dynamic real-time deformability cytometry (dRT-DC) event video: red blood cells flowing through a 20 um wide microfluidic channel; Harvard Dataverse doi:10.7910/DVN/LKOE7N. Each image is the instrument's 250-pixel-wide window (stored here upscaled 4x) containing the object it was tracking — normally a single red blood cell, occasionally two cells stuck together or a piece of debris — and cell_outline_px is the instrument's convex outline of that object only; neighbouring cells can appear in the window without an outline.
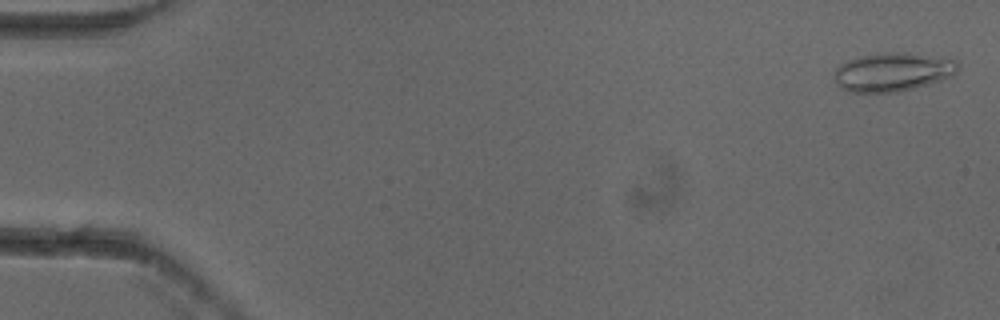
{"species": "common noctule bat (a hibernating species)", "species_latin": "Nyctalus noctula", "temperature_condition": "cold", "stored_images_in_passage": 54, "camera_frame_rate_fps": 3000, "um_per_image_px": 0.085, "animal": {"sex": "female"}, "frame": {"image": 1, "passage_image": 2, "time_ms": 0.333, "image_size_px": [1000, 320], "cell_outline_px": [[960, 68], [952, 76], [928, 84], [896, 92], [848, 92], [840, 88], [836, 80], [836, 68], [840, 64], [848, 60], [880, 52], [904, 52], [956, 60], [960, 64]], "centroid_in_image_um": [75.89, 6.12], "position_along_channel_um": 9.1, "area_um2": 27.63}}
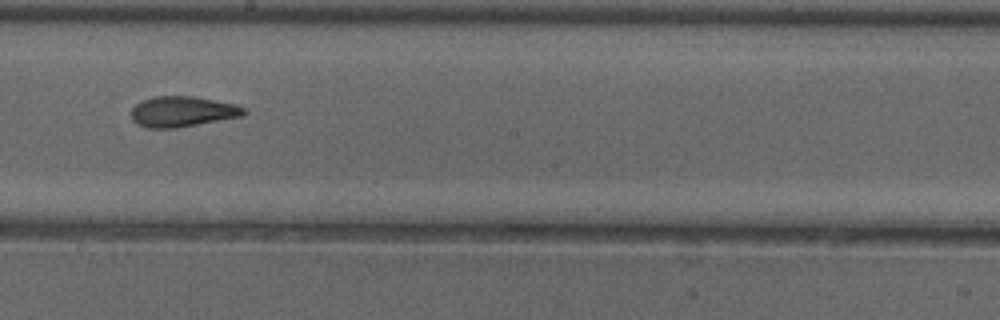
{"frame": {"image": 2, "passage_image": 31, "time_ms": 10.0, "image_size_px": [1000, 320], "cell_outline_px": [[248, 112], [244, 116], [176, 128], [148, 128], [136, 124], [132, 120], [132, 108], [140, 100], [152, 96], [196, 96], [232, 104], [244, 108]], "centroid_in_image_um": [15.48, 9.48], "position_along_channel_um": 232.7, "area_um2": 20.17}}
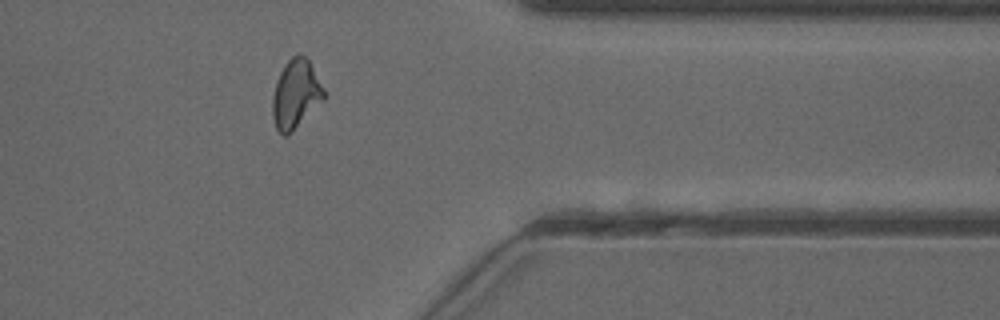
{"frame": {"image": 3, "passage_image": 44, "time_ms": 14.333, "image_size_px": [1000, 320], "cell_outline_px": [[324, 100], [288, 136], [284, 136], [276, 128], [272, 116], [272, 96], [276, 80], [284, 64], [292, 56], [304, 56], [308, 60], [324, 88]], "centroid_in_image_um": [25.12, 8.03], "position_along_channel_um": 386.3, "area_um2": 20.52}, "authors_computed_cell_mechanics": {"area_um2": 20.4323, "velocity_mm_per_s": 3.8498, "shape_relaxation_time_tau1_ms": null, "shape_relaxation_time_tau2_ms": 2.4165, "deformation_change_tau1": null, "deformation_change_tau2": 0.1063}}